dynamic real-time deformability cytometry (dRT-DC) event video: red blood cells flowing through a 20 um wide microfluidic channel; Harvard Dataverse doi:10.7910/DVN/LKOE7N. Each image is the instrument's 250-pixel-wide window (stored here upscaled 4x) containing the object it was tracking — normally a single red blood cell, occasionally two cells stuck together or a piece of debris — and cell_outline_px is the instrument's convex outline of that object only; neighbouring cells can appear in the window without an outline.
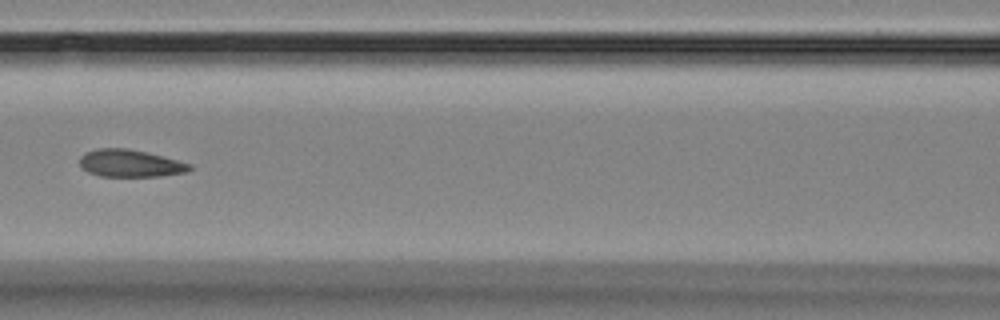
{"species": "Egyptian fruit bat (a non-hibernating species)", "species_latin": "Rousettus aegyptiacus", "temperature_condition": "room temperature", "stored_images_in_passage": 8, "camera_frame_rate_fps": 3000, "um_per_image_px": 0.085, "animal": {"sex": "female"}, "frame": {"image": 1, "passage_image": 8, "time_ms": 8.0, "image_size_px": [1000, 320], "cell_outline_px": [[192, 168], [188, 172], [160, 176], [100, 176], [88, 172], [80, 164], [80, 156], [84, 152], [100, 148], [128, 148], [192, 164]], "centroid_in_image_um": [11.06, 13.88], "position_along_channel_um": 155.5, "area_um2": 17.34}}